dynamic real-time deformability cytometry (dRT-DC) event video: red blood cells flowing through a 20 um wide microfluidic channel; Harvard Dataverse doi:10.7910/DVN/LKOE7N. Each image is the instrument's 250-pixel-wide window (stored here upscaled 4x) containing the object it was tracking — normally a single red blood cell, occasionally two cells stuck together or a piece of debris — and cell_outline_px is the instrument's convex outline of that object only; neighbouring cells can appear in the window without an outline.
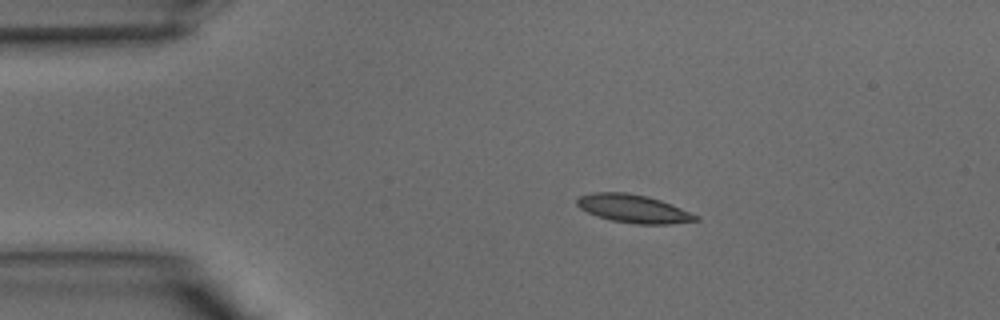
{"species": "common noctule bat (a hibernating species)", "species_latin": "Nyctalus noctula", "temperature_condition": "warm", "stored_images_in_passage": 33, "camera_frame_rate_fps": 3000, "um_per_image_px": 0.085, "animal": {"sex": "male", "body_mass_g": 15.6}, "frame": {"image": 1, "passage_image": 1, "time_ms": 0.0, "image_size_px": [1000, 320], "cell_outline_px": [[700, 220], [668, 224], [636, 224], [612, 220], [588, 212], [580, 208], [576, 204], [576, 200], [580, 196], [592, 192], [628, 192], [648, 196], [660, 200], [700, 216]], "centroid_in_image_um": [53.85, 17.73], "position_along_channel_um": 31.1, "area_um2": 19.36}}
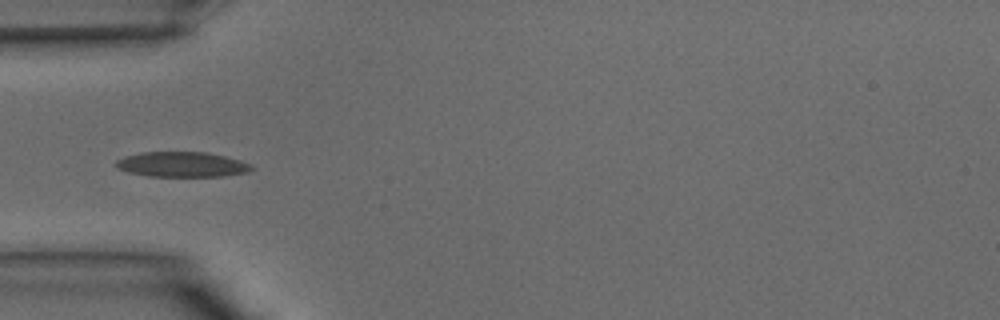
{"frame": {"image": 2, "passage_image": 6, "time_ms": 1.667, "image_size_px": [1000, 320], "cell_outline_px": [[256, 168], [248, 172], [224, 176], [148, 176], [128, 172], [116, 168], [112, 164], [116, 160], [124, 156], [140, 152], [204, 152], [224, 156], [240, 160], [252, 164]], "centroid_in_image_um": [15.44, 13.98], "position_along_channel_um": 69.6, "area_um2": 20.06}}
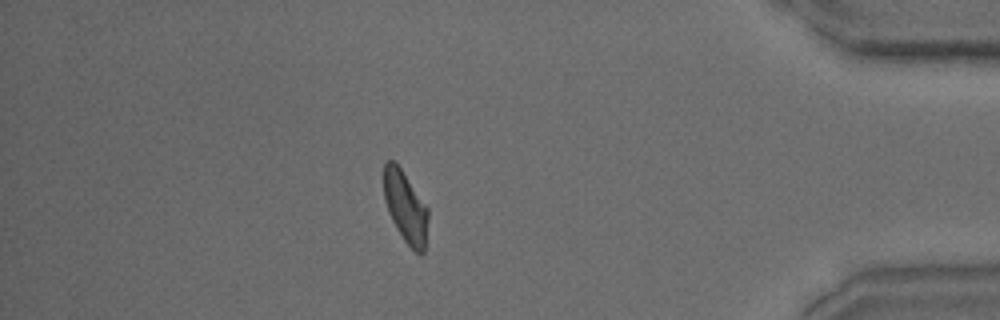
{"frame": {"image": 3, "passage_image": 28, "time_ms": 9.0, "image_size_px": [1000, 320], "cell_outline_px": [[428, 220], [424, 252], [420, 256], [404, 240], [396, 228], [388, 212], [384, 200], [384, 164], [388, 160], [392, 160], [400, 168], [428, 208]], "centroid_in_image_um": [34.46, 17.62], "position_along_channel_um": 400.7, "area_um2": 18.21}}